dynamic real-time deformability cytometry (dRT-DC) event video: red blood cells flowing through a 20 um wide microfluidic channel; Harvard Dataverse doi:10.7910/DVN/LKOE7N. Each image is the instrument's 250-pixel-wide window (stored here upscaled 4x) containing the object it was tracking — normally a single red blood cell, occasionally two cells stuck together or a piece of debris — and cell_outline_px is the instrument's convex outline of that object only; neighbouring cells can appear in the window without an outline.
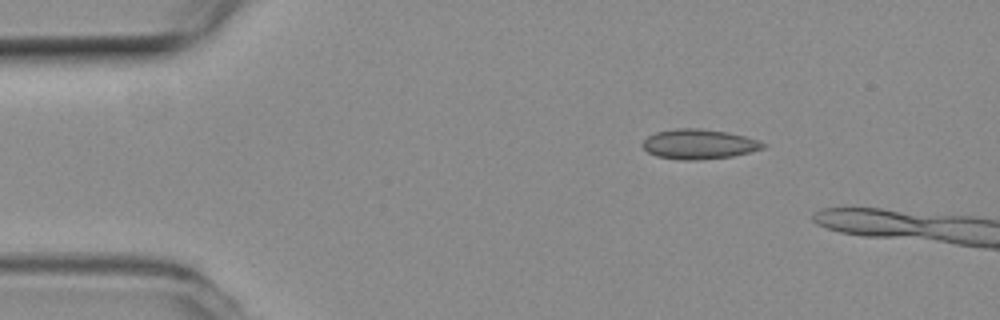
{"species": "common noctule bat (a hibernating species)", "species_latin": "Nyctalus noctula", "temperature_condition": "room temperature", "stored_images_in_passage": 4, "camera_frame_rate_fps": 3000, "um_per_image_px": 0.085, "animal": {"sex": "female", "body_mass_g": 19.3, "forearm_length_mm": 54.1}, "frame": {"image": 1, "passage_image": 1, "time_ms": 0.0, "image_size_px": [1000, 320], "cell_outline_px": [[768, 144], [764, 148], [732, 156], [700, 160], [680, 160], [656, 156], [648, 152], [640, 144], [648, 136], [656, 132], [676, 128], [700, 128], [728, 132], [744, 136]], "centroid_in_image_um": [59.38, 12.25], "position_along_channel_um": 25.6, "area_um2": 20.98}}